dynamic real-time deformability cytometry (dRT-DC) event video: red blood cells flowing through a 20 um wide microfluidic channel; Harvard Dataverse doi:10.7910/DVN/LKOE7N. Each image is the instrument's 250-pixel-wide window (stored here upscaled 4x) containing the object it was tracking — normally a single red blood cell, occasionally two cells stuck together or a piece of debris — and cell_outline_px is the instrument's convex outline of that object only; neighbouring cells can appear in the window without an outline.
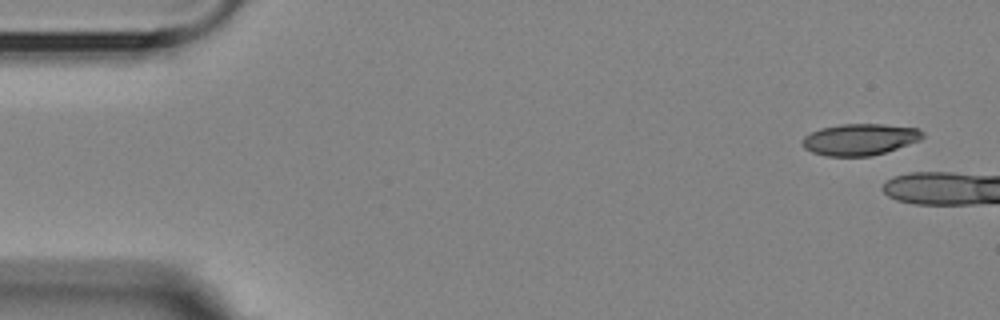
{"species": "Egyptian fruit bat (a non-hibernating species)", "species_latin": "Rousettus aegyptiacus", "temperature_condition": "room temperature", "stored_images_in_passage": 6, "camera_frame_rate_fps": 3000, "um_per_image_px": 0.085, "animal": {"sex": "female"}, "frame": {"image": 1, "passage_image": 1, "time_ms": 0.0, "image_size_px": [1000, 320], "cell_outline_px": [[924, 136], [920, 140], [872, 156], [824, 156], [812, 152], [804, 148], [804, 136], [820, 128], [840, 124], [884, 124], [916, 128], [924, 132]], "centroid_in_image_um": [73.08, 11.85], "position_along_channel_um": 11.9, "area_um2": 21.91}}
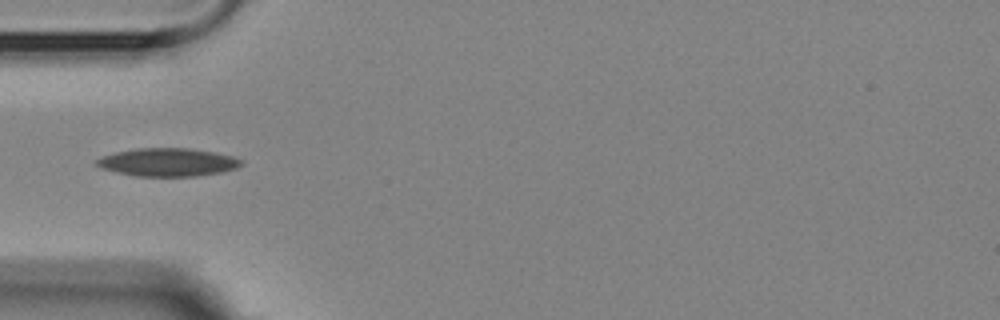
{"frame": {"image": 2, "passage_image": 6, "time_ms": 7.0, "image_size_px": [1000, 320], "cell_outline_px": [[244, 164], [236, 168], [224, 172], [196, 176], [132, 176], [100, 168], [92, 164], [96, 160], [104, 156], [116, 152], [136, 148], [188, 148], [216, 152], [232, 156], [244, 160]], "centroid_in_image_um": [14.27, 13.79], "position_along_channel_um": 70.7, "area_um2": 23.99}}